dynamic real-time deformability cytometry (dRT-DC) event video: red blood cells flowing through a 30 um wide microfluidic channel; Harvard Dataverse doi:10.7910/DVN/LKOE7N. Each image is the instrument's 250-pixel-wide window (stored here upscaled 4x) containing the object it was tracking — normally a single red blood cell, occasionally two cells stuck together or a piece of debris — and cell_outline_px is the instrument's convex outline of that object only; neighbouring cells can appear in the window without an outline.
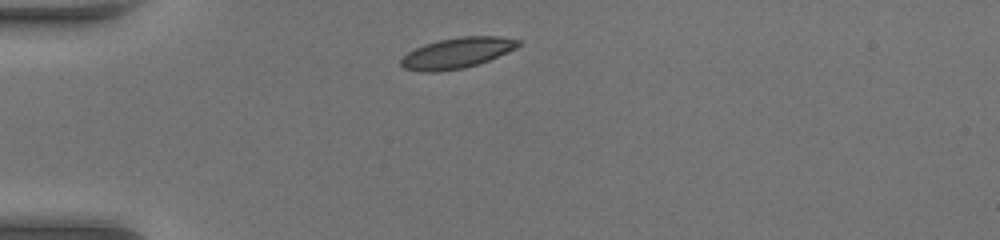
{"species": "common noctule bat (a hibernating species)", "species_latin": "Nyctalus noctula", "temperature_condition": "warm", "stored_images_in_passage": 10, "camera_frame_rate_fps": 3000, "um_per_image_px": 0.085, "animal": {"sex": "female", "body_mass_g": 17.0, "forearm_length_mm": 48.0}, "frame": {"image": 1, "passage_image": 1, "time_ms": 0.0, "image_size_px": [1000, 240], "cell_outline_px": [[524, 44], [508, 52], [488, 60], [464, 68], [436, 72], [420, 72], [404, 68], [400, 64], [400, 60], [408, 52], [424, 44], [440, 40], [460, 36], [500, 36], [520, 40]], "centroid_in_image_um": [38.87, 4.5], "position_along_channel_um": 46.1, "area_um2": 20.98}}
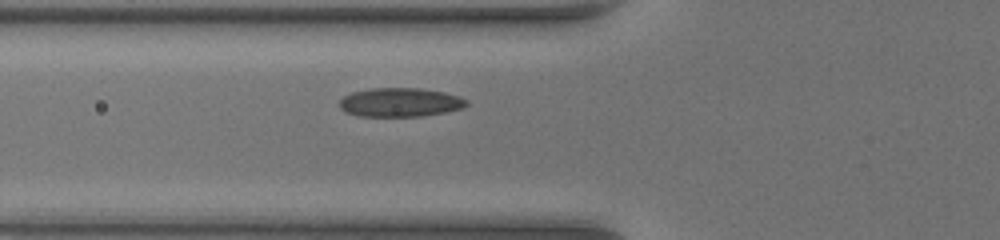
{"frame": {"image": 2, "passage_image": 6, "time_ms": 1.667, "image_size_px": [1000, 240], "cell_outline_px": [[468, 104], [464, 108], [444, 112], [420, 116], [360, 116], [344, 112], [340, 108], [340, 100], [344, 96], [352, 92], [372, 88], [420, 88], [444, 92], [460, 96], [468, 100]], "centroid_in_image_um": [34.03, 8.69], "position_along_channel_um": 91.8, "area_um2": 21.44}}
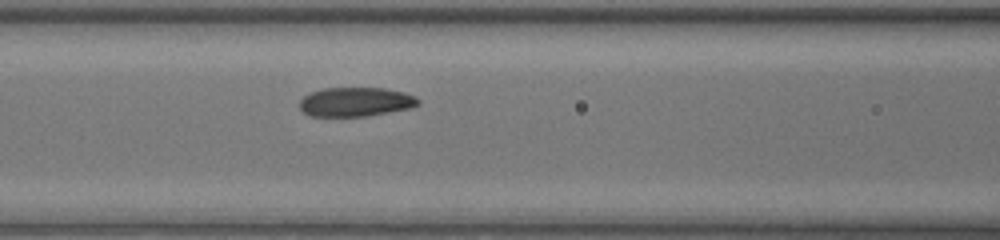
{"frame": {"image": 3, "passage_image": 9, "time_ms": 2.667, "image_size_px": [1000, 240], "cell_outline_px": [[420, 104], [412, 108], [368, 116], [308, 116], [300, 108], [300, 100], [304, 96], [312, 92], [324, 88], [384, 88], [404, 92], [416, 96], [420, 100]], "centroid_in_image_um": [30.27, 8.66], "position_along_channel_um": 136.3, "area_um2": 20.29}}